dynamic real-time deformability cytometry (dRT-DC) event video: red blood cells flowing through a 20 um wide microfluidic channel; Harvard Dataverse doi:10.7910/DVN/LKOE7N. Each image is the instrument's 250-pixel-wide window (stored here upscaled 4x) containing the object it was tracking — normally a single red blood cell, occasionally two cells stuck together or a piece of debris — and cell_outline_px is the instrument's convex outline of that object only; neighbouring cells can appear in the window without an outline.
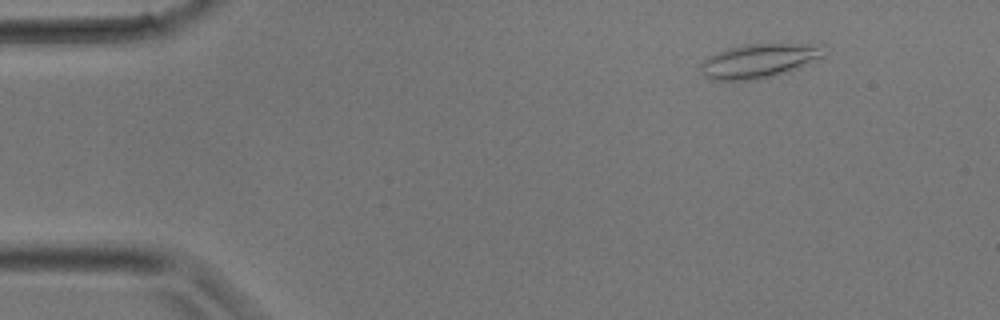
{"species": "common noctule bat (a hibernating species)", "species_latin": "Nyctalus noctula", "temperature_condition": "room temperature", "stored_images_in_passage": 2, "camera_frame_rate_fps": 3000, "um_per_image_px": 0.085, "animal": {"sex": "male", "body_mass_g": 17.9}, "frame": {"image": 1, "passage_image": 2, "time_ms": 0.333, "image_size_px": [1000, 320], "cell_outline_px": [[824, 56], [772, 76], [756, 80], [712, 80], [704, 76], [700, 72], [700, 64], [708, 56], [728, 48], [744, 44], [824, 44]], "centroid_in_image_um": [64.44, 5.16], "position_along_channel_um": 20.6, "area_um2": 24.16}}